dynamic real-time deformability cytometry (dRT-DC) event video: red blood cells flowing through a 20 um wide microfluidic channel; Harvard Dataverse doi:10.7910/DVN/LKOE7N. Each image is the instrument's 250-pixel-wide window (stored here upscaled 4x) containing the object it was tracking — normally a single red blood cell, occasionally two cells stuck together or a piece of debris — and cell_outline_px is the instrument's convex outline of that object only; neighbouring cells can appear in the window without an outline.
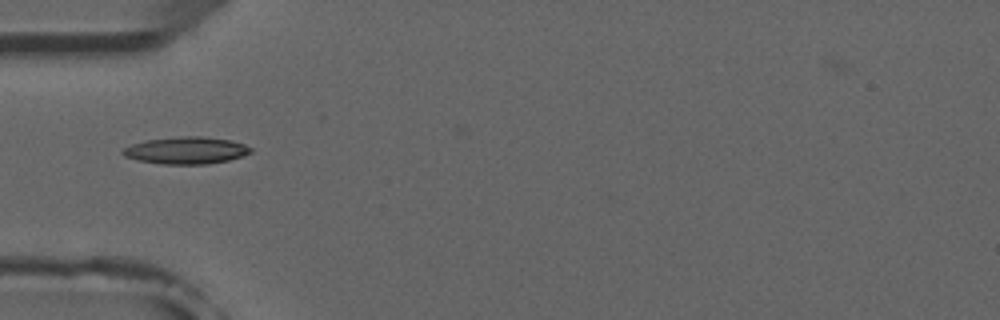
{"species": "common noctule bat (a hibernating species)", "species_latin": "Nyctalus noctula", "temperature_condition": "room temperature", "stored_images_in_passage": 7, "camera_frame_rate_fps": 3000, "um_per_image_px": 0.085, "animal": {"sex": "male", "forearm_length_mm": 52.5}, "frame": {"image": 1, "passage_image": 4, "time_ms": 4.333, "image_size_px": [1000, 320], "cell_outline_px": [[252, 152], [228, 160], [208, 164], [160, 164], [136, 160], [124, 156], [120, 152], [124, 148], [132, 144], [144, 140], [184, 136], [200, 136], [232, 140], [244, 144], [252, 148]], "centroid_in_image_um": [15.8, 12.78], "position_along_channel_um": 69.2, "area_um2": 20.23}}
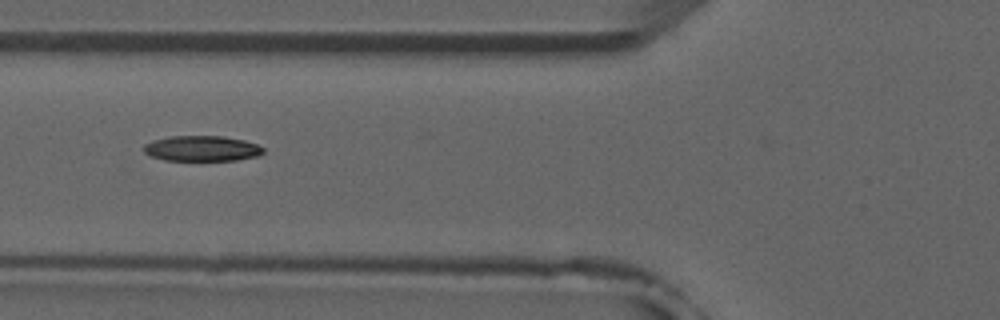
{"frame": {"image": 2, "passage_image": 5, "time_ms": 5.333, "image_size_px": [1000, 320], "cell_outline_px": [[264, 152], [260, 156], [236, 160], [164, 160], [152, 156], [144, 152], [144, 144], [152, 140], [168, 136], [224, 136], [244, 140], [256, 144], [264, 148]], "centroid_in_image_um": [17.17, 12.61], "position_along_channel_um": 108.6, "area_um2": 17.8}}
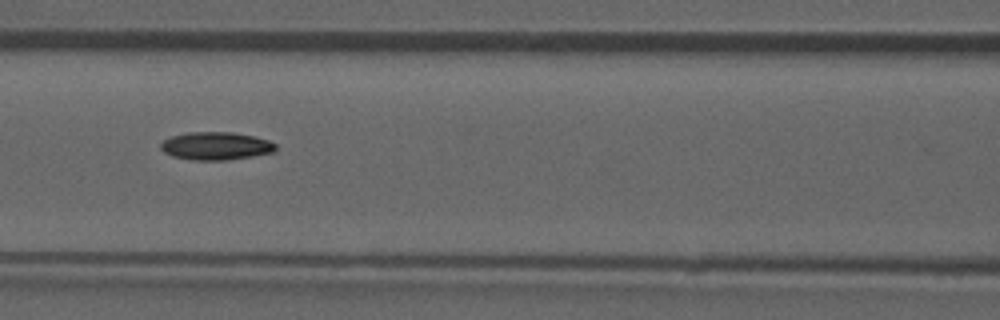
{"frame": {"image": 3, "passage_image": 6, "time_ms": 6.333, "image_size_px": [1000, 320], "cell_outline_px": [[276, 148], [272, 152], [252, 156], [228, 160], [192, 160], [172, 156], [164, 152], [160, 148], [160, 144], [164, 140], [172, 136], [188, 132], [232, 132], [252, 136], [268, 140], [276, 144]], "centroid_in_image_um": [18.32, 12.41], "position_along_channel_um": 148.3, "area_um2": 18.61}}